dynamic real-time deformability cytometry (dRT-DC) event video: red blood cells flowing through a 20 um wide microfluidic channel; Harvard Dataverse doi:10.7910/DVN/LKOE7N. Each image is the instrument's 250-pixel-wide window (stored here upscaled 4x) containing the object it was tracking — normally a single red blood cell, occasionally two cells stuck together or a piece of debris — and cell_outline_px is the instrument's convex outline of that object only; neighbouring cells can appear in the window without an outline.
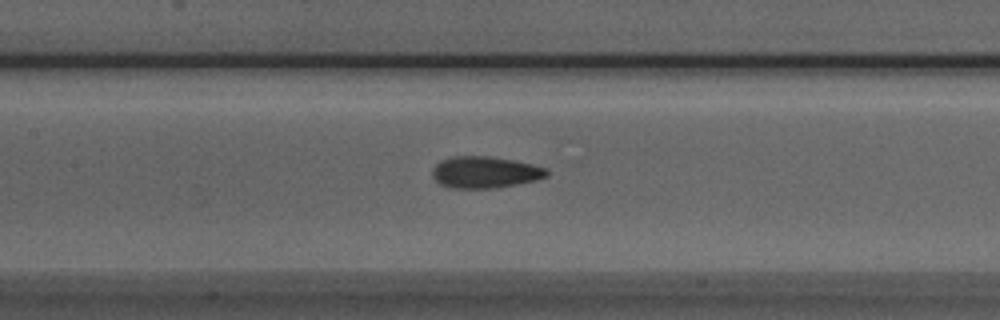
{"species": "Egyptian fruit bat (a non-hibernating species)", "species_latin": "Rousettus aegyptiacus", "temperature_condition": "room temperature", "stored_images_in_passage": 34, "camera_frame_rate_fps": 3000, "um_per_image_px": 0.085, "animal": {"sex": "male"}, "frame": {"image": 1, "passage_image": 16, "time_ms": 5.0, "image_size_px": [1000, 320], "cell_outline_px": [[548, 176], [536, 180], [516, 184], [492, 188], [448, 188], [440, 184], [432, 176], [432, 168], [440, 160], [452, 156], [488, 156], [512, 160], [532, 164], [548, 168]], "centroid_in_image_um": [41.2, 14.64], "position_along_channel_um": 166.2, "area_um2": 21.15}}
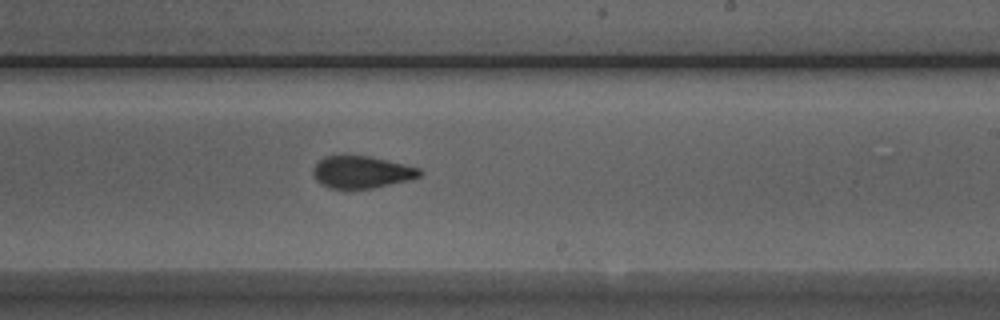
{"frame": {"image": 2, "passage_image": 23, "time_ms": 7.333, "image_size_px": [1000, 320], "cell_outline_px": [[424, 172], [420, 176], [412, 180], [372, 188], [348, 192], [328, 188], [320, 184], [316, 180], [312, 172], [312, 168], [324, 156], [368, 156], [420, 168]], "centroid_in_image_um": [30.71, 14.68], "position_along_channel_um": 258.3, "area_um2": 20.58}}
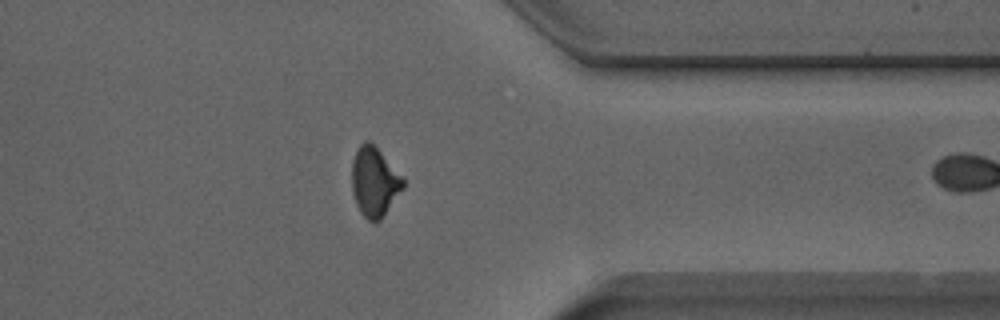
{"frame": {"image": 3, "passage_image": 33, "time_ms": 10.667, "image_size_px": [1000, 320], "cell_outline_px": [[404, 188], [380, 220], [376, 224], [368, 220], [360, 212], [356, 204], [352, 192], [352, 160], [360, 144], [368, 140], [404, 176]], "centroid_in_image_um": [31.83, 15.49], "position_along_channel_um": 379.6, "area_um2": 20.75}}